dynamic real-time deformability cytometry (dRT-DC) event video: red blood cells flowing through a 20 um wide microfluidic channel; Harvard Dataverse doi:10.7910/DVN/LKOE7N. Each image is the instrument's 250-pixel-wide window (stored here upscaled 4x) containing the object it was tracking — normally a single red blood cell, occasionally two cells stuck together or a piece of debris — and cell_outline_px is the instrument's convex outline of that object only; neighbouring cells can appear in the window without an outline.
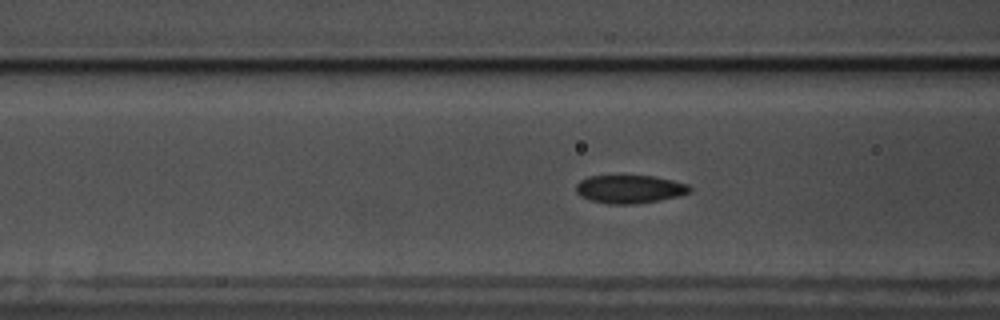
{"species": "common noctule bat (a hibernating species)", "species_latin": "Nyctalus noctula", "temperature_condition": "warm", "stored_images_in_passage": 47, "camera_frame_rate_fps": 3000, "um_per_image_px": 0.085, "animal": {"sex": "male", "body_mass_g": 17.5, "forearm_length_mm": 52.3}, "frame": {"image": 1, "passage_image": 11, "time_ms": 3.333, "image_size_px": [1000, 320], "cell_outline_px": [[692, 192], [680, 196], [660, 200], [632, 204], [608, 204], [592, 200], [580, 196], [576, 192], [576, 184], [580, 180], [588, 176], [652, 176], [672, 180], [688, 184], [692, 188]], "centroid_in_image_um": [53.54, 16.08], "position_along_channel_um": 113.1, "area_um2": 18.73}}
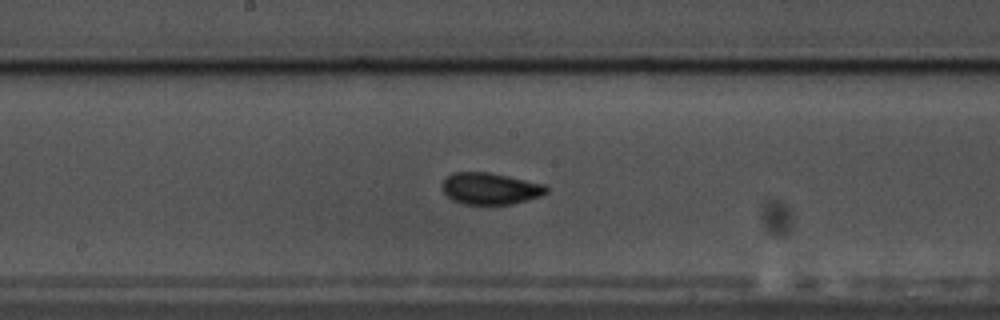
{"frame": {"image": 2, "passage_image": 19, "time_ms": 6.0, "image_size_px": [1000, 320], "cell_outline_px": [[548, 192], [540, 196], [528, 200], [512, 204], [464, 204], [452, 200], [444, 192], [444, 180], [452, 172], [488, 172], [508, 176], [544, 184], [548, 188]], "centroid_in_image_um": [41.7, 16.03], "position_along_channel_um": 206.5, "area_um2": 19.07}}
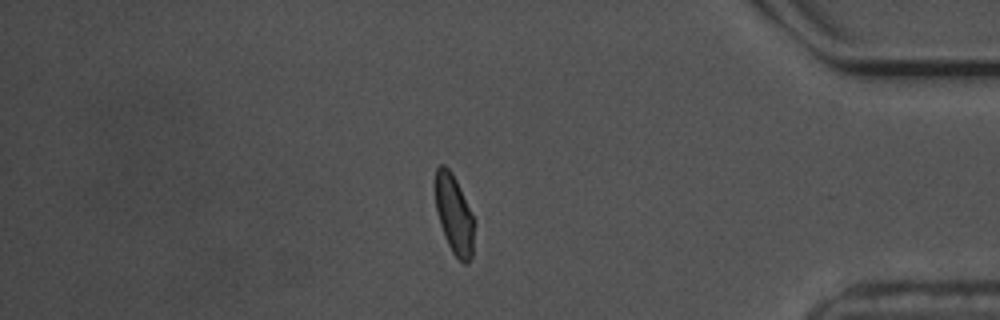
{"frame": {"image": 3, "passage_image": 38, "time_ms": 12.333, "image_size_px": [1000, 320], "cell_outline_px": [[476, 220], [472, 256], [468, 264], [464, 264], [452, 252], [444, 236], [440, 224], [436, 208], [436, 168], [440, 164], [444, 164], [452, 172]], "centroid_in_image_um": [38.64, 18.27], "position_along_channel_um": 396.6, "area_um2": 18.15}, "authors_computed_cell_mechanics": {"area_um2": 18.5538, "velocity_mm_per_s": 3.5207, "shape_relaxation_time_tau1_ms": 3.6684, "shape_relaxation_time_tau2_ms": 1.2644, "deformation_change_tau1": 0.0989, "deformation_change_tau2": 0.0626}}